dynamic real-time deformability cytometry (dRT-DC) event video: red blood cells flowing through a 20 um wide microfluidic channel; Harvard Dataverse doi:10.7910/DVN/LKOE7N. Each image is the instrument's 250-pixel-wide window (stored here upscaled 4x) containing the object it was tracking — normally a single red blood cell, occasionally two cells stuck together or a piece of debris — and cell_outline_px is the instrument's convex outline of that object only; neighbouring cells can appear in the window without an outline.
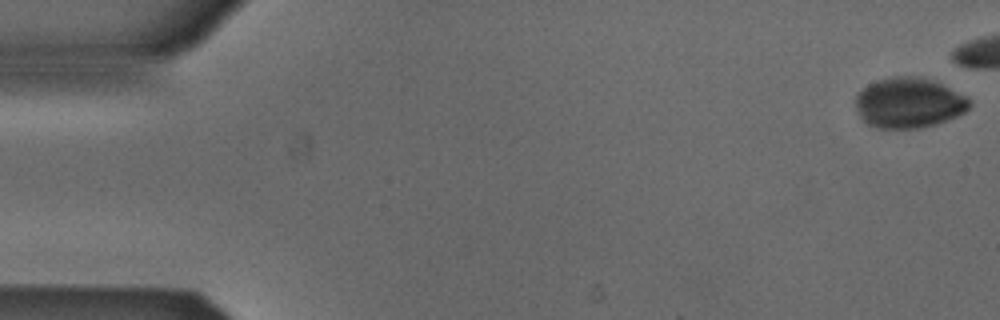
{"species": "Egyptian fruit bat (a non-hibernating species)", "species_latin": "Rousettus aegyptiacus", "temperature_condition": "cold", "stored_images_in_passage": 23, "camera_frame_rate_fps": 3000, "um_per_image_px": 0.085, "animal": {"sex": "male"}, "frame": {"image": 1, "passage_image": 1, "time_ms": 0.0, "image_size_px": [1000, 320], "cell_outline_px": [[972, 104], [964, 112], [956, 116], [936, 124], [920, 128], [880, 128], [868, 124], [860, 116], [856, 108], [856, 96], [868, 84], [892, 76], [912, 76], [928, 80], [940, 84], [968, 96], [972, 100]], "centroid_in_image_um": [77.27, 8.75], "position_along_channel_um": 7.7, "area_um2": 33.0}}
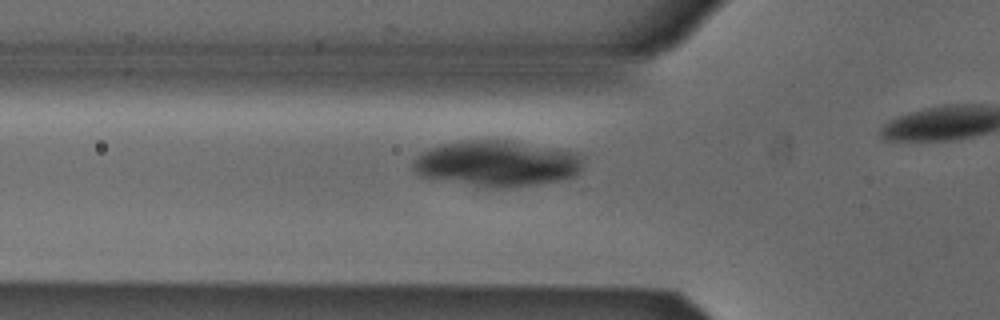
{"frame": {"image": 2, "passage_image": 18, "time_ms": 5.667, "image_size_px": [1000, 320], "cell_outline_px": [[584, 160], [580, 172], [572, 176], [560, 180], [532, 184], [476, 184], [416, 176], [412, 168], [412, 160], [420, 152], [428, 148], [440, 144], [460, 140], [512, 140], [572, 152], [584, 156]], "centroid_in_image_um": [42.18, 13.83], "position_along_channel_um": 83.6, "area_um2": 44.45}}